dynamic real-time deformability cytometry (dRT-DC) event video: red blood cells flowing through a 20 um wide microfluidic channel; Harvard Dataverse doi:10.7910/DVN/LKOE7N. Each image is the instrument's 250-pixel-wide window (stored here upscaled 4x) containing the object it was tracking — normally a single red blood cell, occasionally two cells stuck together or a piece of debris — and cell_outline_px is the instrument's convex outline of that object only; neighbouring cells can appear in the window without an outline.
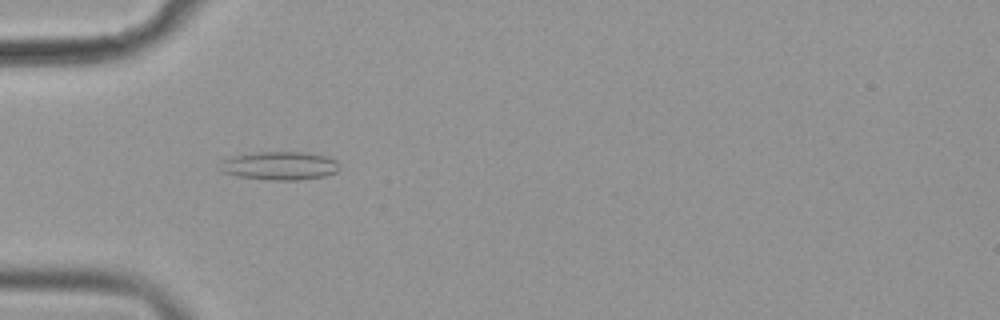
{"species": "common noctule bat (a hibernating species)", "species_latin": "Nyctalus noctula", "temperature_condition": "cold", "stored_images_in_passage": 54, "camera_frame_rate_fps": 3000, "um_per_image_px": 0.085, "animal": {"sex": "female", "body_mass_g": 19.9}, "frame": {"image": 1, "passage_image": 16, "time_ms": 5.0, "image_size_px": [1000, 320], "cell_outline_px": [[340, 168], [336, 172], [324, 176], [296, 180], [272, 180], [236, 176], [224, 172], [224, 160], [232, 156], [260, 152], [304, 152], [324, 156], [336, 160]], "centroid_in_image_um": [23.84, 14.09], "position_along_channel_um": 61.2, "area_um2": 19.31}}
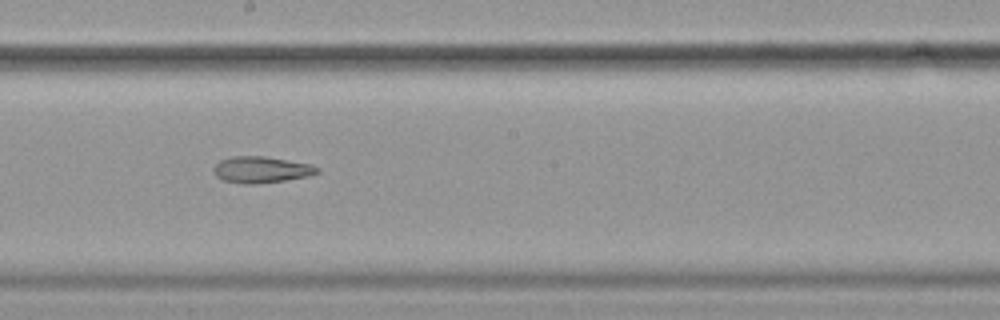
{"frame": {"image": 2, "passage_image": 30, "time_ms": 9.667, "image_size_px": [1000, 320], "cell_outline_px": [[320, 172], [308, 176], [284, 180], [256, 184], [244, 184], [224, 180], [216, 176], [212, 168], [220, 160], [232, 156], [264, 156], [312, 164], [320, 168]], "centroid_in_image_um": [22.22, 14.41], "position_along_channel_um": 226.0, "area_um2": 15.95}}
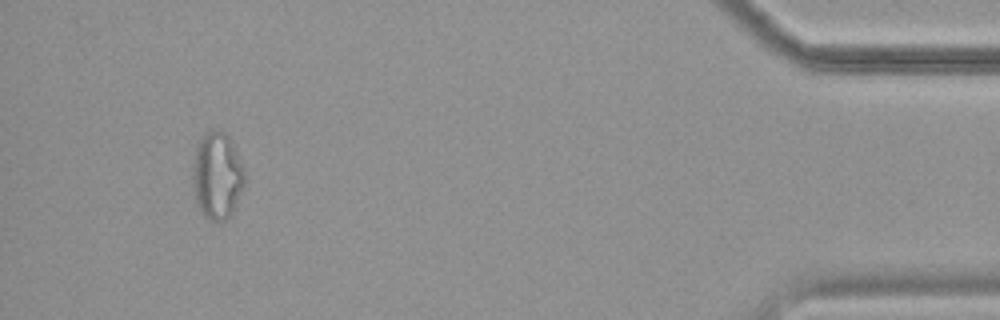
{"frame": {"image": 3, "passage_image": 51, "time_ms": 16.667, "image_size_px": [1000, 320], "cell_outline_px": [[244, 184], [228, 216], [224, 220], [212, 220], [204, 216], [196, 200], [196, 148], [200, 136], [204, 132], [224, 132], [232, 140], [244, 168]], "centroid_in_image_um": [18.5, 14.88], "position_along_channel_um": 416.7, "area_um2": 24.85}}